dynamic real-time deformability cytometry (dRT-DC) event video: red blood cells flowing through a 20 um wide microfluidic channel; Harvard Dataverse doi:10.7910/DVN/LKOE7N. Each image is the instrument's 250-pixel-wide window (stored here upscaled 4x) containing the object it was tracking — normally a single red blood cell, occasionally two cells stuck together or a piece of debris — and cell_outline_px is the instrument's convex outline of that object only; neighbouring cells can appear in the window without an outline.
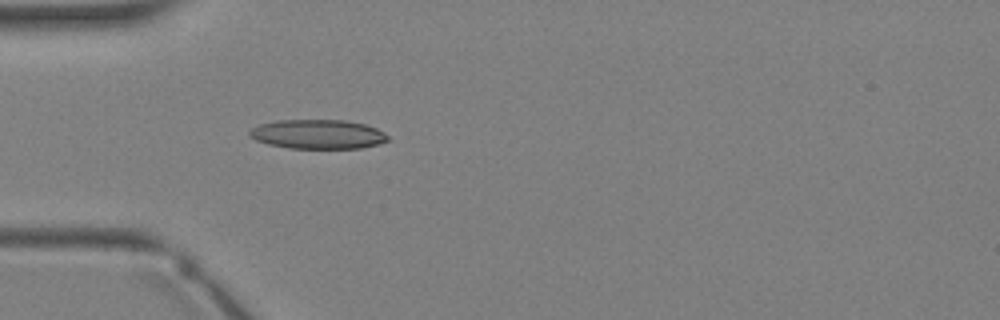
{"species": "Egyptian fruit bat (a non-hibernating species)", "species_latin": "Rousettus aegyptiacus", "temperature_condition": "warm", "stored_images_in_passage": 2, "camera_frame_rate_fps": 3000, "um_per_image_px": 0.085, "animal": {"sex": "female"}, "frame": {"image": 1, "passage_image": 2, "time_ms": 1.0, "image_size_px": [1000, 320], "cell_outline_px": [[388, 140], [376, 144], [360, 148], [288, 148], [268, 144], [256, 140], [248, 132], [252, 128], [260, 124], [276, 120], [344, 120], [364, 124], [376, 128], [384, 132], [388, 136]], "centroid_in_image_um": [27.01, 11.4], "position_along_channel_um": 58.0, "area_um2": 23.41}}